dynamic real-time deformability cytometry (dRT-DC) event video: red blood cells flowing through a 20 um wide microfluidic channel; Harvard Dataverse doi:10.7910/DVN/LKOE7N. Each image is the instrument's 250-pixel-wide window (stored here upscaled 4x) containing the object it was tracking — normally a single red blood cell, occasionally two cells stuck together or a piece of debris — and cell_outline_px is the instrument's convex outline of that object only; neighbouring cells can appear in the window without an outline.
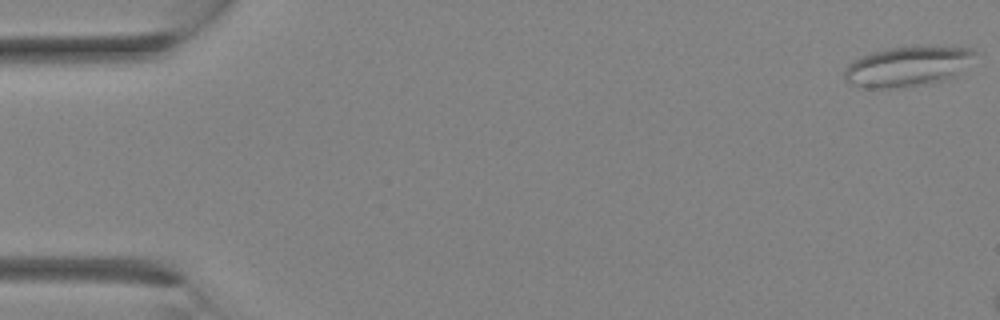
{"species": "Egyptian fruit bat (a non-hibernating species)", "species_latin": "Rousettus aegyptiacus", "temperature_condition": "room temperature", "stored_images_in_passage": 4, "camera_frame_rate_fps": 3000, "um_per_image_px": 0.085, "animal": {"sex": "female"}, "frame": {"image": 1, "passage_image": 1, "time_ms": 0.0, "image_size_px": [1000, 320], "cell_outline_px": [[976, 52], [956, 76], [948, 80], [904, 88], [868, 88], [848, 84], [844, 80], [844, 68], [848, 64], [872, 52], [884, 48], [976, 48]], "centroid_in_image_um": [77.07, 5.7], "position_along_channel_um": 7.9, "area_um2": 29.94}}